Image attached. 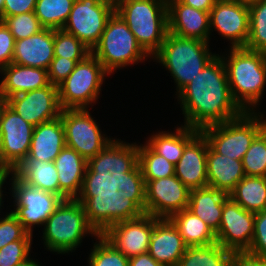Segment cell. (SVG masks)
<instances>
[{
    "label": "cell",
    "instance_id": "8",
    "mask_svg": "<svg viewBox=\"0 0 266 266\" xmlns=\"http://www.w3.org/2000/svg\"><path fill=\"white\" fill-rule=\"evenodd\" d=\"M118 13L138 44L152 57L168 33V7L164 0H119Z\"/></svg>",
    "mask_w": 266,
    "mask_h": 266
},
{
    "label": "cell",
    "instance_id": "3",
    "mask_svg": "<svg viewBox=\"0 0 266 266\" xmlns=\"http://www.w3.org/2000/svg\"><path fill=\"white\" fill-rule=\"evenodd\" d=\"M108 198L63 200L42 229L44 249L66 255L75 252L86 236L97 238L101 232V211Z\"/></svg>",
    "mask_w": 266,
    "mask_h": 266
},
{
    "label": "cell",
    "instance_id": "20",
    "mask_svg": "<svg viewBox=\"0 0 266 266\" xmlns=\"http://www.w3.org/2000/svg\"><path fill=\"white\" fill-rule=\"evenodd\" d=\"M208 140L200 131L184 148L175 165V176L191 191L208 186Z\"/></svg>",
    "mask_w": 266,
    "mask_h": 266
},
{
    "label": "cell",
    "instance_id": "6",
    "mask_svg": "<svg viewBox=\"0 0 266 266\" xmlns=\"http://www.w3.org/2000/svg\"><path fill=\"white\" fill-rule=\"evenodd\" d=\"M224 50L218 55L225 65L234 101L244 112H260L266 91V53L245 47Z\"/></svg>",
    "mask_w": 266,
    "mask_h": 266
},
{
    "label": "cell",
    "instance_id": "10",
    "mask_svg": "<svg viewBox=\"0 0 266 266\" xmlns=\"http://www.w3.org/2000/svg\"><path fill=\"white\" fill-rule=\"evenodd\" d=\"M91 54L99 60L110 76L127 66L133 67L134 64L142 62L144 64L148 59V62H151V57L138 44L126 22L116 12L107 21Z\"/></svg>",
    "mask_w": 266,
    "mask_h": 266
},
{
    "label": "cell",
    "instance_id": "35",
    "mask_svg": "<svg viewBox=\"0 0 266 266\" xmlns=\"http://www.w3.org/2000/svg\"><path fill=\"white\" fill-rule=\"evenodd\" d=\"M92 247L87 266H129V257L118 251L101 234L95 238Z\"/></svg>",
    "mask_w": 266,
    "mask_h": 266
},
{
    "label": "cell",
    "instance_id": "9",
    "mask_svg": "<svg viewBox=\"0 0 266 266\" xmlns=\"http://www.w3.org/2000/svg\"><path fill=\"white\" fill-rule=\"evenodd\" d=\"M53 162L59 196L64 200L110 197L114 193V187L74 149L65 146Z\"/></svg>",
    "mask_w": 266,
    "mask_h": 266
},
{
    "label": "cell",
    "instance_id": "21",
    "mask_svg": "<svg viewBox=\"0 0 266 266\" xmlns=\"http://www.w3.org/2000/svg\"><path fill=\"white\" fill-rule=\"evenodd\" d=\"M168 32L184 38L211 41L209 12L168 0Z\"/></svg>",
    "mask_w": 266,
    "mask_h": 266
},
{
    "label": "cell",
    "instance_id": "40",
    "mask_svg": "<svg viewBox=\"0 0 266 266\" xmlns=\"http://www.w3.org/2000/svg\"><path fill=\"white\" fill-rule=\"evenodd\" d=\"M33 240H17L0 249V266H15L31 256Z\"/></svg>",
    "mask_w": 266,
    "mask_h": 266
},
{
    "label": "cell",
    "instance_id": "11",
    "mask_svg": "<svg viewBox=\"0 0 266 266\" xmlns=\"http://www.w3.org/2000/svg\"><path fill=\"white\" fill-rule=\"evenodd\" d=\"M266 114L244 112L238 118L213 124L200 131L218 154L242 161L255 137L266 127Z\"/></svg>",
    "mask_w": 266,
    "mask_h": 266
},
{
    "label": "cell",
    "instance_id": "13",
    "mask_svg": "<svg viewBox=\"0 0 266 266\" xmlns=\"http://www.w3.org/2000/svg\"><path fill=\"white\" fill-rule=\"evenodd\" d=\"M8 190L12 207L8 208L17 217L24 228L33 235L34 229L44 227L50 215L58 208L64 200L61 196L34 188L21 181L10 171ZM13 197V198H12ZM34 228V229H33Z\"/></svg>",
    "mask_w": 266,
    "mask_h": 266
},
{
    "label": "cell",
    "instance_id": "36",
    "mask_svg": "<svg viewBox=\"0 0 266 266\" xmlns=\"http://www.w3.org/2000/svg\"><path fill=\"white\" fill-rule=\"evenodd\" d=\"M242 164L245 176L266 177V127L251 143Z\"/></svg>",
    "mask_w": 266,
    "mask_h": 266
},
{
    "label": "cell",
    "instance_id": "14",
    "mask_svg": "<svg viewBox=\"0 0 266 266\" xmlns=\"http://www.w3.org/2000/svg\"><path fill=\"white\" fill-rule=\"evenodd\" d=\"M34 127L0 100V169L13 172L27 158Z\"/></svg>",
    "mask_w": 266,
    "mask_h": 266
},
{
    "label": "cell",
    "instance_id": "16",
    "mask_svg": "<svg viewBox=\"0 0 266 266\" xmlns=\"http://www.w3.org/2000/svg\"><path fill=\"white\" fill-rule=\"evenodd\" d=\"M175 175V165L157 154L146 142L124 140L121 180H156Z\"/></svg>",
    "mask_w": 266,
    "mask_h": 266
},
{
    "label": "cell",
    "instance_id": "52",
    "mask_svg": "<svg viewBox=\"0 0 266 266\" xmlns=\"http://www.w3.org/2000/svg\"><path fill=\"white\" fill-rule=\"evenodd\" d=\"M4 0H0V15L3 13Z\"/></svg>",
    "mask_w": 266,
    "mask_h": 266
},
{
    "label": "cell",
    "instance_id": "12",
    "mask_svg": "<svg viewBox=\"0 0 266 266\" xmlns=\"http://www.w3.org/2000/svg\"><path fill=\"white\" fill-rule=\"evenodd\" d=\"M109 75L92 54L78 62L70 75L57 86L61 109H93L107 80L105 77Z\"/></svg>",
    "mask_w": 266,
    "mask_h": 266
},
{
    "label": "cell",
    "instance_id": "27",
    "mask_svg": "<svg viewBox=\"0 0 266 266\" xmlns=\"http://www.w3.org/2000/svg\"><path fill=\"white\" fill-rule=\"evenodd\" d=\"M228 197L226 193L210 186L194 189L190 191L187 209L216 233L220 228L223 204Z\"/></svg>",
    "mask_w": 266,
    "mask_h": 266
},
{
    "label": "cell",
    "instance_id": "18",
    "mask_svg": "<svg viewBox=\"0 0 266 266\" xmlns=\"http://www.w3.org/2000/svg\"><path fill=\"white\" fill-rule=\"evenodd\" d=\"M255 213L242 208L230 196L224 201L217 243L224 248L249 250L254 235Z\"/></svg>",
    "mask_w": 266,
    "mask_h": 266
},
{
    "label": "cell",
    "instance_id": "7",
    "mask_svg": "<svg viewBox=\"0 0 266 266\" xmlns=\"http://www.w3.org/2000/svg\"><path fill=\"white\" fill-rule=\"evenodd\" d=\"M218 53L212 52L210 43L167 33L160 49L151 57L174 80L175 95L195 78ZM164 66V67H163Z\"/></svg>",
    "mask_w": 266,
    "mask_h": 266
},
{
    "label": "cell",
    "instance_id": "33",
    "mask_svg": "<svg viewBox=\"0 0 266 266\" xmlns=\"http://www.w3.org/2000/svg\"><path fill=\"white\" fill-rule=\"evenodd\" d=\"M75 0H37L35 16L44 28L62 29Z\"/></svg>",
    "mask_w": 266,
    "mask_h": 266
},
{
    "label": "cell",
    "instance_id": "19",
    "mask_svg": "<svg viewBox=\"0 0 266 266\" xmlns=\"http://www.w3.org/2000/svg\"><path fill=\"white\" fill-rule=\"evenodd\" d=\"M26 122L33 126L60 117L58 87L52 84L9 97L5 101Z\"/></svg>",
    "mask_w": 266,
    "mask_h": 266
},
{
    "label": "cell",
    "instance_id": "28",
    "mask_svg": "<svg viewBox=\"0 0 266 266\" xmlns=\"http://www.w3.org/2000/svg\"><path fill=\"white\" fill-rule=\"evenodd\" d=\"M176 128V129H175ZM200 132L199 129L187 125L174 126V131L152 132L146 137V143L159 155L176 165L185 146Z\"/></svg>",
    "mask_w": 266,
    "mask_h": 266
},
{
    "label": "cell",
    "instance_id": "42",
    "mask_svg": "<svg viewBox=\"0 0 266 266\" xmlns=\"http://www.w3.org/2000/svg\"><path fill=\"white\" fill-rule=\"evenodd\" d=\"M249 251L266 259V210L255 213L254 235Z\"/></svg>",
    "mask_w": 266,
    "mask_h": 266
},
{
    "label": "cell",
    "instance_id": "44",
    "mask_svg": "<svg viewBox=\"0 0 266 266\" xmlns=\"http://www.w3.org/2000/svg\"><path fill=\"white\" fill-rule=\"evenodd\" d=\"M36 2L37 0H4V8L3 13L0 15V21L5 17L34 12Z\"/></svg>",
    "mask_w": 266,
    "mask_h": 266
},
{
    "label": "cell",
    "instance_id": "17",
    "mask_svg": "<svg viewBox=\"0 0 266 266\" xmlns=\"http://www.w3.org/2000/svg\"><path fill=\"white\" fill-rule=\"evenodd\" d=\"M211 38L218 32L229 48L245 47L249 36V8L235 0H216L209 13Z\"/></svg>",
    "mask_w": 266,
    "mask_h": 266
},
{
    "label": "cell",
    "instance_id": "48",
    "mask_svg": "<svg viewBox=\"0 0 266 266\" xmlns=\"http://www.w3.org/2000/svg\"><path fill=\"white\" fill-rule=\"evenodd\" d=\"M9 177H10V171L0 169V213H3V214H5L4 212H2L3 209H4L3 206H4V202H5V201H3L5 199L4 198L5 196H4L3 193L6 192V191L3 190V188L6 190V187H3V186L5 184H7V185L9 184V182L7 181V180H9Z\"/></svg>",
    "mask_w": 266,
    "mask_h": 266
},
{
    "label": "cell",
    "instance_id": "39",
    "mask_svg": "<svg viewBox=\"0 0 266 266\" xmlns=\"http://www.w3.org/2000/svg\"><path fill=\"white\" fill-rule=\"evenodd\" d=\"M33 236L11 211L0 217V249L17 240H33Z\"/></svg>",
    "mask_w": 266,
    "mask_h": 266
},
{
    "label": "cell",
    "instance_id": "23",
    "mask_svg": "<svg viewBox=\"0 0 266 266\" xmlns=\"http://www.w3.org/2000/svg\"><path fill=\"white\" fill-rule=\"evenodd\" d=\"M0 100L48 86L46 69L11 63L0 69Z\"/></svg>",
    "mask_w": 266,
    "mask_h": 266
},
{
    "label": "cell",
    "instance_id": "24",
    "mask_svg": "<svg viewBox=\"0 0 266 266\" xmlns=\"http://www.w3.org/2000/svg\"><path fill=\"white\" fill-rule=\"evenodd\" d=\"M54 58V29L43 28L36 34L16 40L12 63L48 70Z\"/></svg>",
    "mask_w": 266,
    "mask_h": 266
},
{
    "label": "cell",
    "instance_id": "38",
    "mask_svg": "<svg viewBox=\"0 0 266 266\" xmlns=\"http://www.w3.org/2000/svg\"><path fill=\"white\" fill-rule=\"evenodd\" d=\"M2 22L9 28L15 41L28 38L44 28L34 12L5 17Z\"/></svg>",
    "mask_w": 266,
    "mask_h": 266
},
{
    "label": "cell",
    "instance_id": "22",
    "mask_svg": "<svg viewBox=\"0 0 266 266\" xmlns=\"http://www.w3.org/2000/svg\"><path fill=\"white\" fill-rule=\"evenodd\" d=\"M188 246L169 218H156L148 253L164 266H177Z\"/></svg>",
    "mask_w": 266,
    "mask_h": 266
},
{
    "label": "cell",
    "instance_id": "41",
    "mask_svg": "<svg viewBox=\"0 0 266 266\" xmlns=\"http://www.w3.org/2000/svg\"><path fill=\"white\" fill-rule=\"evenodd\" d=\"M83 60H70L54 56L47 70L49 83L55 86L61 84L74 70L76 64Z\"/></svg>",
    "mask_w": 266,
    "mask_h": 266
},
{
    "label": "cell",
    "instance_id": "31",
    "mask_svg": "<svg viewBox=\"0 0 266 266\" xmlns=\"http://www.w3.org/2000/svg\"><path fill=\"white\" fill-rule=\"evenodd\" d=\"M229 196L247 211L266 210V177L245 176Z\"/></svg>",
    "mask_w": 266,
    "mask_h": 266
},
{
    "label": "cell",
    "instance_id": "4",
    "mask_svg": "<svg viewBox=\"0 0 266 266\" xmlns=\"http://www.w3.org/2000/svg\"><path fill=\"white\" fill-rule=\"evenodd\" d=\"M155 217L136 210L115 192L101 211V232L126 257L148 252Z\"/></svg>",
    "mask_w": 266,
    "mask_h": 266
},
{
    "label": "cell",
    "instance_id": "43",
    "mask_svg": "<svg viewBox=\"0 0 266 266\" xmlns=\"http://www.w3.org/2000/svg\"><path fill=\"white\" fill-rule=\"evenodd\" d=\"M15 39L9 28L0 21V69L12 63Z\"/></svg>",
    "mask_w": 266,
    "mask_h": 266
},
{
    "label": "cell",
    "instance_id": "50",
    "mask_svg": "<svg viewBox=\"0 0 266 266\" xmlns=\"http://www.w3.org/2000/svg\"><path fill=\"white\" fill-rule=\"evenodd\" d=\"M235 1L239 2L240 4L250 6L252 4L257 3L259 0H235Z\"/></svg>",
    "mask_w": 266,
    "mask_h": 266
},
{
    "label": "cell",
    "instance_id": "15",
    "mask_svg": "<svg viewBox=\"0 0 266 266\" xmlns=\"http://www.w3.org/2000/svg\"><path fill=\"white\" fill-rule=\"evenodd\" d=\"M115 6L101 0H75L62 28L74 35L90 50L98 43Z\"/></svg>",
    "mask_w": 266,
    "mask_h": 266
},
{
    "label": "cell",
    "instance_id": "37",
    "mask_svg": "<svg viewBox=\"0 0 266 266\" xmlns=\"http://www.w3.org/2000/svg\"><path fill=\"white\" fill-rule=\"evenodd\" d=\"M91 50L74 35L54 29V56L70 60H84Z\"/></svg>",
    "mask_w": 266,
    "mask_h": 266
},
{
    "label": "cell",
    "instance_id": "46",
    "mask_svg": "<svg viewBox=\"0 0 266 266\" xmlns=\"http://www.w3.org/2000/svg\"><path fill=\"white\" fill-rule=\"evenodd\" d=\"M129 266H164L157 262L148 252L129 258Z\"/></svg>",
    "mask_w": 266,
    "mask_h": 266
},
{
    "label": "cell",
    "instance_id": "5",
    "mask_svg": "<svg viewBox=\"0 0 266 266\" xmlns=\"http://www.w3.org/2000/svg\"><path fill=\"white\" fill-rule=\"evenodd\" d=\"M114 192L136 210L170 218L188 208L190 190L175 175L156 180H120Z\"/></svg>",
    "mask_w": 266,
    "mask_h": 266
},
{
    "label": "cell",
    "instance_id": "32",
    "mask_svg": "<svg viewBox=\"0 0 266 266\" xmlns=\"http://www.w3.org/2000/svg\"><path fill=\"white\" fill-rule=\"evenodd\" d=\"M177 266H233L232 251L219 243L188 246Z\"/></svg>",
    "mask_w": 266,
    "mask_h": 266
},
{
    "label": "cell",
    "instance_id": "1",
    "mask_svg": "<svg viewBox=\"0 0 266 266\" xmlns=\"http://www.w3.org/2000/svg\"><path fill=\"white\" fill-rule=\"evenodd\" d=\"M183 123L202 128L233 120L244 111L234 101L225 65L219 55L208 63L177 95Z\"/></svg>",
    "mask_w": 266,
    "mask_h": 266
},
{
    "label": "cell",
    "instance_id": "26",
    "mask_svg": "<svg viewBox=\"0 0 266 266\" xmlns=\"http://www.w3.org/2000/svg\"><path fill=\"white\" fill-rule=\"evenodd\" d=\"M245 177L242 161L216 153L209 145L207 151L208 186L229 195Z\"/></svg>",
    "mask_w": 266,
    "mask_h": 266
},
{
    "label": "cell",
    "instance_id": "49",
    "mask_svg": "<svg viewBox=\"0 0 266 266\" xmlns=\"http://www.w3.org/2000/svg\"><path fill=\"white\" fill-rule=\"evenodd\" d=\"M38 259L35 260V258L33 259L31 256L29 258H27L26 260H24L23 262L15 265V266H43L41 264H39L40 262L37 261Z\"/></svg>",
    "mask_w": 266,
    "mask_h": 266
},
{
    "label": "cell",
    "instance_id": "45",
    "mask_svg": "<svg viewBox=\"0 0 266 266\" xmlns=\"http://www.w3.org/2000/svg\"><path fill=\"white\" fill-rule=\"evenodd\" d=\"M233 266H266V259L249 250L232 251Z\"/></svg>",
    "mask_w": 266,
    "mask_h": 266
},
{
    "label": "cell",
    "instance_id": "25",
    "mask_svg": "<svg viewBox=\"0 0 266 266\" xmlns=\"http://www.w3.org/2000/svg\"><path fill=\"white\" fill-rule=\"evenodd\" d=\"M65 146V129L61 117H58L34 127L26 159L53 162Z\"/></svg>",
    "mask_w": 266,
    "mask_h": 266
},
{
    "label": "cell",
    "instance_id": "30",
    "mask_svg": "<svg viewBox=\"0 0 266 266\" xmlns=\"http://www.w3.org/2000/svg\"><path fill=\"white\" fill-rule=\"evenodd\" d=\"M169 219L187 246H207L217 242L212 229L188 209L175 213Z\"/></svg>",
    "mask_w": 266,
    "mask_h": 266
},
{
    "label": "cell",
    "instance_id": "51",
    "mask_svg": "<svg viewBox=\"0 0 266 266\" xmlns=\"http://www.w3.org/2000/svg\"><path fill=\"white\" fill-rule=\"evenodd\" d=\"M101 1L108 2V3L112 4L113 6H116L119 2V0H101Z\"/></svg>",
    "mask_w": 266,
    "mask_h": 266
},
{
    "label": "cell",
    "instance_id": "2",
    "mask_svg": "<svg viewBox=\"0 0 266 266\" xmlns=\"http://www.w3.org/2000/svg\"><path fill=\"white\" fill-rule=\"evenodd\" d=\"M60 117L66 146L77 151L115 187L123 174L124 140L102 132L90 109H63Z\"/></svg>",
    "mask_w": 266,
    "mask_h": 266
},
{
    "label": "cell",
    "instance_id": "29",
    "mask_svg": "<svg viewBox=\"0 0 266 266\" xmlns=\"http://www.w3.org/2000/svg\"><path fill=\"white\" fill-rule=\"evenodd\" d=\"M13 173L27 185L59 195V179L54 162L25 159Z\"/></svg>",
    "mask_w": 266,
    "mask_h": 266
},
{
    "label": "cell",
    "instance_id": "47",
    "mask_svg": "<svg viewBox=\"0 0 266 266\" xmlns=\"http://www.w3.org/2000/svg\"><path fill=\"white\" fill-rule=\"evenodd\" d=\"M179 2L195 9L209 12L214 7L216 0H178Z\"/></svg>",
    "mask_w": 266,
    "mask_h": 266
},
{
    "label": "cell",
    "instance_id": "34",
    "mask_svg": "<svg viewBox=\"0 0 266 266\" xmlns=\"http://www.w3.org/2000/svg\"><path fill=\"white\" fill-rule=\"evenodd\" d=\"M249 36L245 48L266 53V0L248 6Z\"/></svg>",
    "mask_w": 266,
    "mask_h": 266
}]
</instances>
